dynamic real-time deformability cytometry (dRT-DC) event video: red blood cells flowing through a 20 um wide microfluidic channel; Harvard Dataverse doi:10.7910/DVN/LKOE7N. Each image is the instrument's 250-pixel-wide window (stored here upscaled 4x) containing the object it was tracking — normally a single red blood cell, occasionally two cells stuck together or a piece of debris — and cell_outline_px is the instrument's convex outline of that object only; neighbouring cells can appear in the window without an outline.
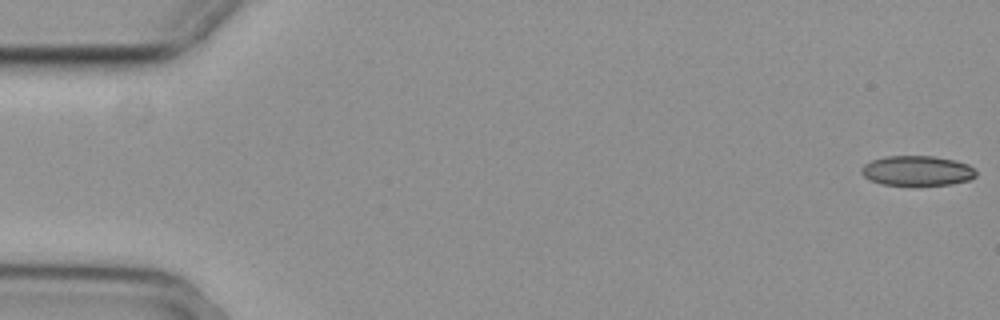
{"species": "common noctule bat (a hibernating species)", "species_latin": "Nyctalus noctula", "temperature_condition": "cold", "stored_images_in_passage": 57, "camera_frame_rate_fps": 3000, "um_per_image_px": 0.085, "animal": {"sex": "female", "body_mass_g": 29.2, "forearm_length_mm": 56.3}, "frame": {"image": 1, "passage_image": 1, "time_ms": 0.0, "image_size_px": [1000, 320], "cell_outline_px": [[976, 176], [968, 180], [952, 184], [880, 184], [864, 176], [860, 172], [860, 168], [864, 164], [872, 160], [884, 156], [932, 156], [956, 160], [968, 164], [976, 172]], "centroid_in_image_um": [77.94, 14.49], "position_along_channel_um": 7.1, "area_um2": 19.77}}
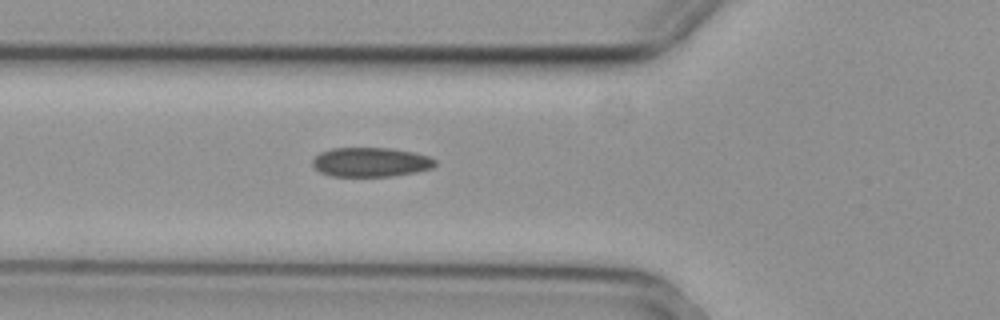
{"frame": {"image": 2, "passage_image": 20, "time_ms": 6.333, "image_size_px": [1000, 320], "cell_outline_px": [[436, 164], [432, 168], [416, 172], [396, 176], [332, 176], [320, 172], [312, 164], [312, 160], [320, 152], [332, 148], [388, 148], [412, 152], [428, 156], [436, 160]], "centroid_in_image_um": [31.51, 13.78], "position_along_channel_um": 94.3, "area_um2": 20.92}}
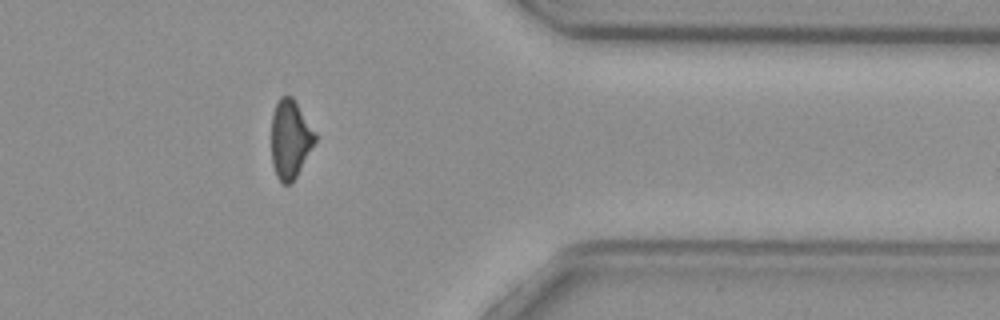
{"frame": {"image": 3, "passage_image": 45, "time_ms": 14.667, "image_size_px": [1000, 320], "cell_outline_px": [[316, 140], [292, 184], [284, 184], [276, 176], [272, 164], [272, 116], [276, 104], [280, 96], [292, 96], [316, 132]], "centroid_in_image_um": [24.67, 11.83], "position_along_channel_um": 386.7, "area_um2": 19.88}, "authors_computed_cell_mechanics": {"area_um2": 20.9236, "velocity_mm_per_s": 3.7243, "shape_relaxation_time_tau1_ms": null, "shape_relaxation_time_tau2_ms": 3.4221, "deformation_change_tau1": null, "deformation_change_tau2": 0.0842}}